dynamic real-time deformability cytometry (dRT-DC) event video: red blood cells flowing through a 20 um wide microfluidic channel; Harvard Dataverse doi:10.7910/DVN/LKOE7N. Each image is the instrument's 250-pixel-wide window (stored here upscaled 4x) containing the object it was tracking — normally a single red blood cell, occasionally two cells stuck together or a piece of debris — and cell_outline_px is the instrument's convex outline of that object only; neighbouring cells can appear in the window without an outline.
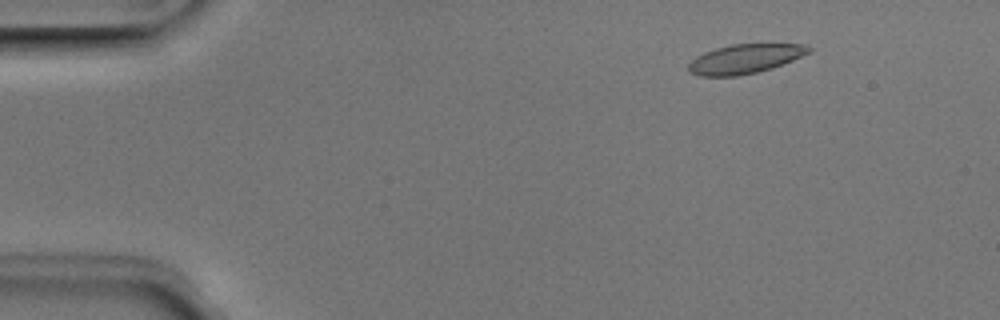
{"species": "Egyptian fruit bat (a non-hibernating species)", "species_latin": "Rousettus aegyptiacus", "temperature_condition": "room temperature", "stored_images_in_passage": 52, "camera_frame_rate_fps": 3000, "um_per_image_px": 0.085, "animal": {"sex": "male"}, "frame": {"image": 1, "passage_image": 7, "time_ms": 2.0, "image_size_px": [1000, 320], "cell_outline_px": [[812, 52], [772, 68], [756, 72], [736, 76], [700, 76], [688, 72], [688, 64], [696, 56], [704, 52], [716, 48], [732, 44], [800, 44], [812, 48]], "centroid_in_image_um": [63.3, 5.0], "position_along_channel_um": 21.7, "area_um2": 20.46}}
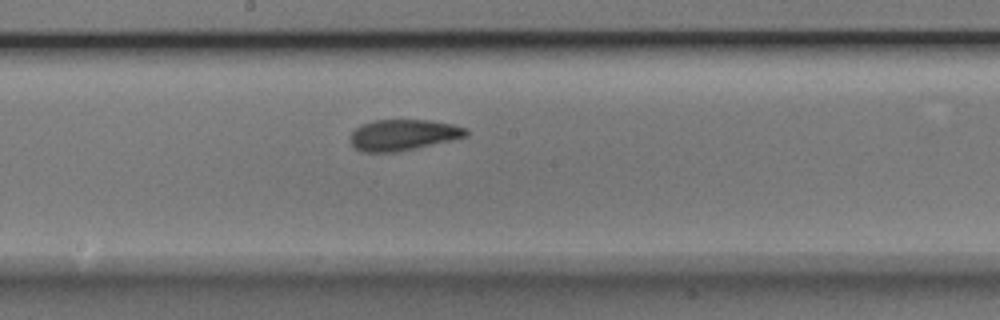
{"frame": {"image": 2, "passage_image": 28, "time_ms": 9.0, "image_size_px": [1000, 320], "cell_outline_px": [[468, 136], [452, 140], [396, 152], [360, 152], [348, 140], [348, 136], [360, 124], [372, 120], [428, 120], [452, 124], [464, 128], [468, 132]], "centroid_in_image_um": [34.2, 11.47], "position_along_channel_um": 214.0, "area_um2": 20.98}}
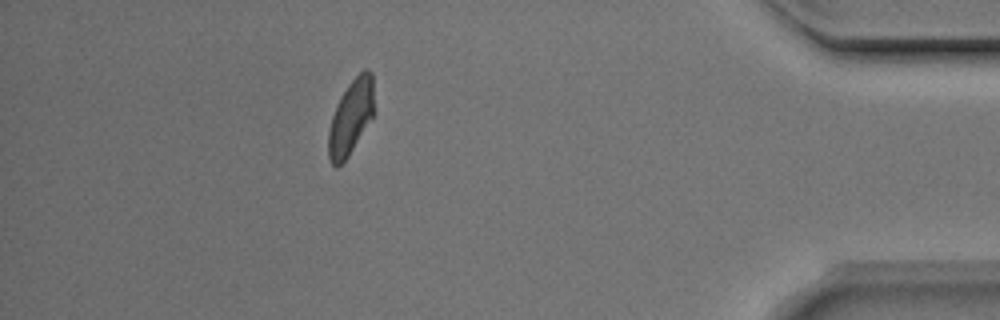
{"frame": {"image": 3, "passage_image": 46, "time_ms": 15.0, "image_size_px": [1000, 320], "cell_outline_px": [[372, 116], [348, 156], [336, 168], [328, 160], [328, 132], [332, 116], [336, 104], [340, 96], [348, 84], [364, 68], [368, 68], [372, 72]], "centroid_in_image_um": [29.77, 9.96], "position_along_channel_um": 405.4, "area_um2": 19.48}, "authors_computed_cell_mechanics": {"area_um2": 20.9525, "velocity_mm_per_s": 3.9647, "shape_relaxation_time_tau1_ms": 4.2205, "shape_relaxation_time_tau2_ms": 1.0134, "deformation_change_tau1": 0.1568, "deformation_change_tau2": 0.0787}}